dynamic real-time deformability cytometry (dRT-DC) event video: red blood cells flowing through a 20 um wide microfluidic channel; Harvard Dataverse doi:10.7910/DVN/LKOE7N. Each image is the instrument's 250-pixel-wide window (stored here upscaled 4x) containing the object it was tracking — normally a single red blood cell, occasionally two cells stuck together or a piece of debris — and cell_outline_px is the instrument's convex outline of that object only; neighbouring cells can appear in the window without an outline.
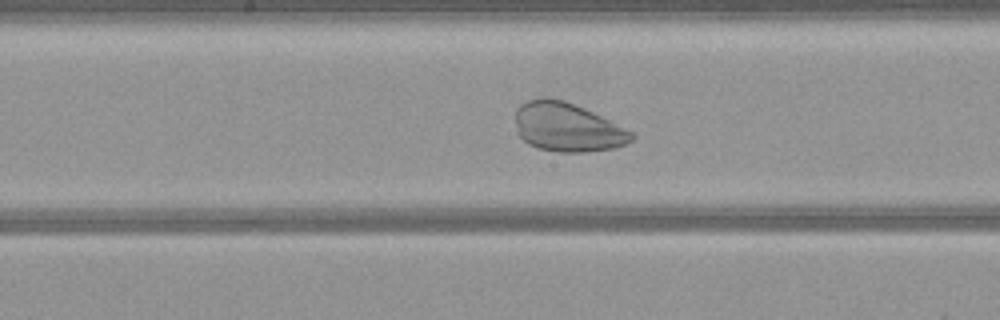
{"species": "common noctule bat (a hibernating species)", "species_latin": "Nyctalus noctula", "temperature_condition": "warm", "stored_images_in_passage": 51, "camera_frame_rate_fps": 3000, "um_per_image_px": 0.085, "animal": {"sex": "female", "body_mass_g": 21.9}, "frame": {"image": 1, "passage_image": 25, "time_ms": 8.0, "image_size_px": [1000, 320], "cell_outline_px": [[636, 136], [632, 140], [616, 148], [584, 152], [560, 152], [536, 148], [528, 144], [520, 136], [516, 124], [516, 108], [520, 104], [528, 100], [544, 96], [564, 100], [584, 108], [632, 132]], "centroid_in_image_um": [48.2, 10.81], "position_along_channel_um": 200.0, "area_um2": 33.0}}
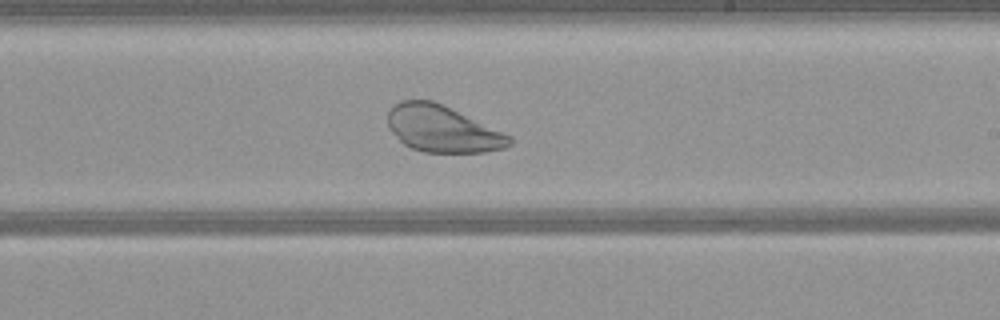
{"frame": {"image": 2, "passage_image": 29, "time_ms": 9.333, "image_size_px": [1000, 320], "cell_outline_px": [[512, 144], [504, 148], [484, 152], [424, 152], [412, 148], [404, 144], [388, 128], [388, 112], [400, 100], [432, 100], [512, 136]], "centroid_in_image_um": [37.6, 10.96], "position_along_channel_um": 251.4, "area_um2": 32.66}}
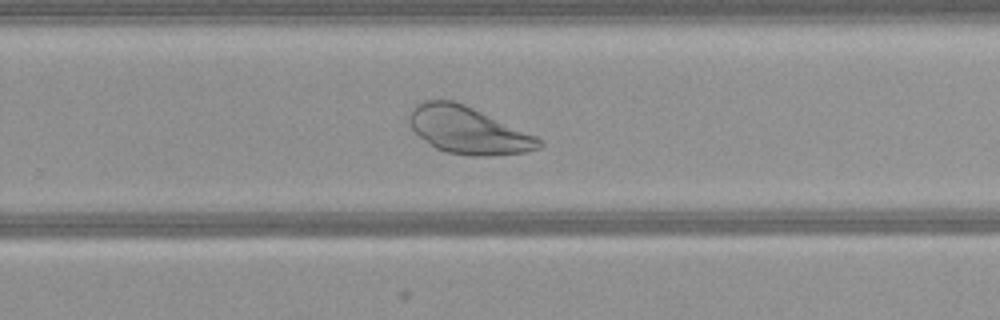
{"frame": {"image": 3, "passage_image": 32, "time_ms": 10.333, "image_size_px": [1000, 320], "cell_outline_px": [[544, 144], [540, 148], [528, 152], [488, 156], [472, 156], [448, 152], [436, 148], [420, 136], [412, 128], [412, 108], [416, 104], [424, 100], [456, 100], [536, 136]], "centroid_in_image_um": [39.84, 11.07], "position_along_channel_um": 290.0, "area_um2": 35.14}}